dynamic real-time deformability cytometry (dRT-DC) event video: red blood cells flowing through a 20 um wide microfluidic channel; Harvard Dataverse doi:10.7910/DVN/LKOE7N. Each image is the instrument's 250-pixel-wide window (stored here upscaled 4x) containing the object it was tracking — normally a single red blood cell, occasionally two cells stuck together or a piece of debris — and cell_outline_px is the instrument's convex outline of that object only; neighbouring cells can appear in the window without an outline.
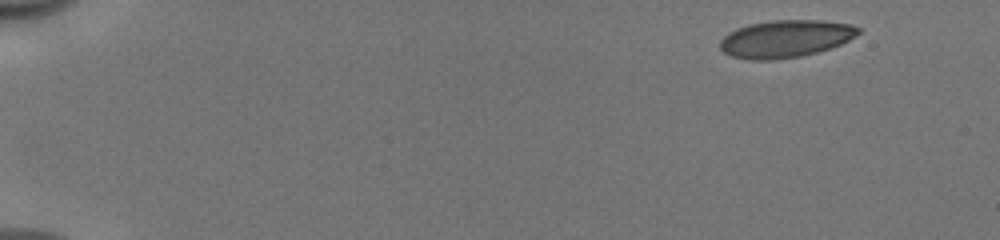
{"species": "human", "species_latin": "Homo sapiens", "temperature_condition": "cold", "stored_images_in_passage": 12, "camera_frame_rate_fps": 3000, "um_per_image_px": 0.085, "donor": {"sex": "male"}, "frame": {"image": 1, "passage_image": 1, "time_ms": 0.0, "image_size_px": [1000, 240], "cell_outline_px": [[860, 32], [848, 40], [840, 44], [816, 52], [800, 56], [772, 60], [752, 60], [732, 56], [724, 52], [720, 48], [720, 40], [728, 32], [736, 28], [748, 24], [772, 20], [820, 20], [848, 24], [860, 28]], "centroid_in_image_um": [66.72, 3.29], "position_along_channel_um": 18.3, "area_um2": 29.94}}